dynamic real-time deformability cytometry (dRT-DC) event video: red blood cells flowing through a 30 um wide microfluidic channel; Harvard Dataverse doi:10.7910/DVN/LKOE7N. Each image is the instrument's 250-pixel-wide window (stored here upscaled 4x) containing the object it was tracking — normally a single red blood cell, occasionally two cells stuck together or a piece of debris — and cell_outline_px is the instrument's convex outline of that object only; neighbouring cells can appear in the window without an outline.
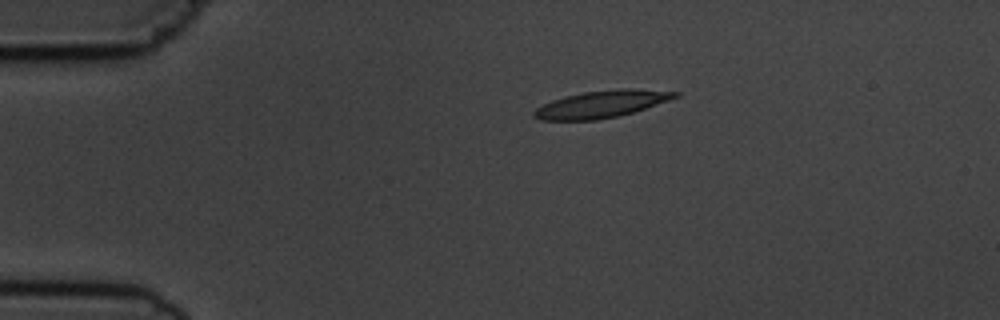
{"species": "common noctule bat (a hibernating species)", "species_latin": "Nyctalus noctula", "temperature_condition": "cold", "stored_images_in_passage": 3, "camera_frame_rate_fps": 3000, "um_per_image_px": 0.085, "animal": {"sex": "male", "body_mass_g": 19.5, "forearm_length_mm": 54.6}, "frame": {"image": 1, "passage_image": 2, "time_ms": 1.333, "image_size_px": [1000, 320], "cell_outline_px": [[680, 96], [632, 112], [616, 116], [596, 120], [540, 120], [532, 116], [532, 112], [536, 108], [552, 100], [564, 96], [584, 92], [620, 88], [632, 88], [680, 92]], "centroid_in_image_um": [51.09, 8.84], "position_along_channel_um": 33.9, "area_um2": 22.14}}